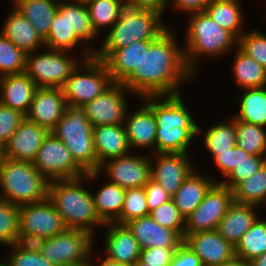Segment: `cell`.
I'll return each mask as SVG.
<instances>
[{
    "instance_id": "6da1fadb",
    "label": "cell",
    "mask_w": 266,
    "mask_h": 266,
    "mask_svg": "<svg viewBox=\"0 0 266 266\" xmlns=\"http://www.w3.org/2000/svg\"><path fill=\"white\" fill-rule=\"evenodd\" d=\"M168 28L155 40L142 41L141 64L123 82L130 93L165 96L179 93L182 81L194 75L186 66L183 48Z\"/></svg>"
},
{
    "instance_id": "7a4b0ae2",
    "label": "cell",
    "mask_w": 266,
    "mask_h": 266,
    "mask_svg": "<svg viewBox=\"0 0 266 266\" xmlns=\"http://www.w3.org/2000/svg\"><path fill=\"white\" fill-rule=\"evenodd\" d=\"M142 98L155 114L157 154L187 153L190 141L200 133L201 129L193 121V117L183 104L181 95H165L164 101L162 99L164 96Z\"/></svg>"
},
{
    "instance_id": "3957f363",
    "label": "cell",
    "mask_w": 266,
    "mask_h": 266,
    "mask_svg": "<svg viewBox=\"0 0 266 266\" xmlns=\"http://www.w3.org/2000/svg\"><path fill=\"white\" fill-rule=\"evenodd\" d=\"M98 175V171H91L86 173V177L49 181L47 198L60 214L66 228L86 231L94 236V226L105 224L96 212L91 191L81 185L84 178L93 180Z\"/></svg>"
},
{
    "instance_id": "277c9868",
    "label": "cell",
    "mask_w": 266,
    "mask_h": 266,
    "mask_svg": "<svg viewBox=\"0 0 266 266\" xmlns=\"http://www.w3.org/2000/svg\"><path fill=\"white\" fill-rule=\"evenodd\" d=\"M161 18L160 12L126 4L99 50H116L135 41L155 40L169 28Z\"/></svg>"
},
{
    "instance_id": "5b68a950",
    "label": "cell",
    "mask_w": 266,
    "mask_h": 266,
    "mask_svg": "<svg viewBox=\"0 0 266 266\" xmlns=\"http://www.w3.org/2000/svg\"><path fill=\"white\" fill-rule=\"evenodd\" d=\"M187 27L184 59L187 68L194 74L197 60L202 56L227 53L238 39L228 30L221 28L205 11L191 13Z\"/></svg>"
},
{
    "instance_id": "8992f818",
    "label": "cell",
    "mask_w": 266,
    "mask_h": 266,
    "mask_svg": "<svg viewBox=\"0 0 266 266\" xmlns=\"http://www.w3.org/2000/svg\"><path fill=\"white\" fill-rule=\"evenodd\" d=\"M49 181L33 162L5 158L0 168V198L17 206L47 198Z\"/></svg>"
},
{
    "instance_id": "52a82bcc",
    "label": "cell",
    "mask_w": 266,
    "mask_h": 266,
    "mask_svg": "<svg viewBox=\"0 0 266 266\" xmlns=\"http://www.w3.org/2000/svg\"><path fill=\"white\" fill-rule=\"evenodd\" d=\"M50 132L65 144L75 162L86 173L98 171L93 127L81 107L67 106L64 115Z\"/></svg>"
},
{
    "instance_id": "ba28073f",
    "label": "cell",
    "mask_w": 266,
    "mask_h": 266,
    "mask_svg": "<svg viewBox=\"0 0 266 266\" xmlns=\"http://www.w3.org/2000/svg\"><path fill=\"white\" fill-rule=\"evenodd\" d=\"M83 51L79 62L78 58L76 60L68 56L67 51L50 49L41 54L28 53L24 72L37 87L62 88L78 65L94 56V50L90 48L86 47Z\"/></svg>"
},
{
    "instance_id": "9c48e42d",
    "label": "cell",
    "mask_w": 266,
    "mask_h": 266,
    "mask_svg": "<svg viewBox=\"0 0 266 266\" xmlns=\"http://www.w3.org/2000/svg\"><path fill=\"white\" fill-rule=\"evenodd\" d=\"M89 232L68 229L34 244L50 263L55 266H88V259L94 245Z\"/></svg>"
},
{
    "instance_id": "30bf717a",
    "label": "cell",
    "mask_w": 266,
    "mask_h": 266,
    "mask_svg": "<svg viewBox=\"0 0 266 266\" xmlns=\"http://www.w3.org/2000/svg\"><path fill=\"white\" fill-rule=\"evenodd\" d=\"M82 66L85 73L81 70ZM113 83L105 63L93 56L78 65L62 86V91L68 106L82 107L101 95Z\"/></svg>"
},
{
    "instance_id": "8fae6325",
    "label": "cell",
    "mask_w": 266,
    "mask_h": 266,
    "mask_svg": "<svg viewBox=\"0 0 266 266\" xmlns=\"http://www.w3.org/2000/svg\"><path fill=\"white\" fill-rule=\"evenodd\" d=\"M19 242L35 243L62 233L66 226L48 198L19 206Z\"/></svg>"
},
{
    "instance_id": "7c38bea8",
    "label": "cell",
    "mask_w": 266,
    "mask_h": 266,
    "mask_svg": "<svg viewBox=\"0 0 266 266\" xmlns=\"http://www.w3.org/2000/svg\"><path fill=\"white\" fill-rule=\"evenodd\" d=\"M33 165L48 181L77 179L86 175L69 149L52 132L45 137Z\"/></svg>"
},
{
    "instance_id": "4fadbf2b",
    "label": "cell",
    "mask_w": 266,
    "mask_h": 266,
    "mask_svg": "<svg viewBox=\"0 0 266 266\" xmlns=\"http://www.w3.org/2000/svg\"><path fill=\"white\" fill-rule=\"evenodd\" d=\"M233 202V190L215 182L198 207L185 219L184 234L216 230Z\"/></svg>"
},
{
    "instance_id": "5bb4252c",
    "label": "cell",
    "mask_w": 266,
    "mask_h": 266,
    "mask_svg": "<svg viewBox=\"0 0 266 266\" xmlns=\"http://www.w3.org/2000/svg\"><path fill=\"white\" fill-rule=\"evenodd\" d=\"M124 91L128 93L129 90L123 83L114 82L101 95L81 107L92 127L124 124L128 111Z\"/></svg>"
},
{
    "instance_id": "9a60e30c",
    "label": "cell",
    "mask_w": 266,
    "mask_h": 266,
    "mask_svg": "<svg viewBox=\"0 0 266 266\" xmlns=\"http://www.w3.org/2000/svg\"><path fill=\"white\" fill-rule=\"evenodd\" d=\"M151 161L146 157L126 154L106 160L100 165L99 171L104 168L111 183L121 188L144 187L151 179Z\"/></svg>"
},
{
    "instance_id": "2e32d148",
    "label": "cell",
    "mask_w": 266,
    "mask_h": 266,
    "mask_svg": "<svg viewBox=\"0 0 266 266\" xmlns=\"http://www.w3.org/2000/svg\"><path fill=\"white\" fill-rule=\"evenodd\" d=\"M201 260L203 266H218L236 257L235 246L217 230L184 234V242Z\"/></svg>"
},
{
    "instance_id": "e0dca14e",
    "label": "cell",
    "mask_w": 266,
    "mask_h": 266,
    "mask_svg": "<svg viewBox=\"0 0 266 266\" xmlns=\"http://www.w3.org/2000/svg\"><path fill=\"white\" fill-rule=\"evenodd\" d=\"M188 153H158L157 163L151 166V179L173 197L187 177L194 171Z\"/></svg>"
},
{
    "instance_id": "ac0fdd59",
    "label": "cell",
    "mask_w": 266,
    "mask_h": 266,
    "mask_svg": "<svg viewBox=\"0 0 266 266\" xmlns=\"http://www.w3.org/2000/svg\"><path fill=\"white\" fill-rule=\"evenodd\" d=\"M67 106L62 88L38 87L25 116L28 121L51 131L64 115Z\"/></svg>"
},
{
    "instance_id": "d6986e66",
    "label": "cell",
    "mask_w": 266,
    "mask_h": 266,
    "mask_svg": "<svg viewBox=\"0 0 266 266\" xmlns=\"http://www.w3.org/2000/svg\"><path fill=\"white\" fill-rule=\"evenodd\" d=\"M50 131L26 118L4 145L5 158L33 162Z\"/></svg>"
},
{
    "instance_id": "ffe728a7",
    "label": "cell",
    "mask_w": 266,
    "mask_h": 266,
    "mask_svg": "<svg viewBox=\"0 0 266 266\" xmlns=\"http://www.w3.org/2000/svg\"><path fill=\"white\" fill-rule=\"evenodd\" d=\"M125 225L133 233L141 249L178 248L184 242V238L178 232L159 225L150 215L133 219Z\"/></svg>"
},
{
    "instance_id": "44dd1931",
    "label": "cell",
    "mask_w": 266,
    "mask_h": 266,
    "mask_svg": "<svg viewBox=\"0 0 266 266\" xmlns=\"http://www.w3.org/2000/svg\"><path fill=\"white\" fill-rule=\"evenodd\" d=\"M94 57L105 63L113 82L123 83L141 64L142 41L116 50H95Z\"/></svg>"
},
{
    "instance_id": "7402d4cb",
    "label": "cell",
    "mask_w": 266,
    "mask_h": 266,
    "mask_svg": "<svg viewBox=\"0 0 266 266\" xmlns=\"http://www.w3.org/2000/svg\"><path fill=\"white\" fill-rule=\"evenodd\" d=\"M105 253L109 260L132 266L140 258L141 247L126 225L106 223Z\"/></svg>"
},
{
    "instance_id": "603a6c76",
    "label": "cell",
    "mask_w": 266,
    "mask_h": 266,
    "mask_svg": "<svg viewBox=\"0 0 266 266\" xmlns=\"http://www.w3.org/2000/svg\"><path fill=\"white\" fill-rule=\"evenodd\" d=\"M37 88L25 72L1 76L0 103L26 115Z\"/></svg>"
},
{
    "instance_id": "cb8c5ba5",
    "label": "cell",
    "mask_w": 266,
    "mask_h": 266,
    "mask_svg": "<svg viewBox=\"0 0 266 266\" xmlns=\"http://www.w3.org/2000/svg\"><path fill=\"white\" fill-rule=\"evenodd\" d=\"M93 141L98 171L106 160L126 155L130 151L124 124L93 127Z\"/></svg>"
},
{
    "instance_id": "d4e9b609",
    "label": "cell",
    "mask_w": 266,
    "mask_h": 266,
    "mask_svg": "<svg viewBox=\"0 0 266 266\" xmlns=\"http://www.w3.org/2000/svg\"><path fill=\"white\" fill-rule=\"evenodd\" d=\"M124 127L130 148L132 146L155 148L157 129L155 114L147 104L134 113L129 114L127 111Z\"/></svg>"
},
{
    "instance_id": "484cf974",
    "label": "cell",
    "mask_w": 266,
    "mask_h": 266,
    "mask_svg": "<svg viewBox=\"0 0 266 266\" xmlns=\"http://www.w3.org/2000/svg\"><path fill=\"white\" fill-rule=\"evenodd\" d=\"M5 20L4 27H2L0 33L26 54L31 52L37 53L36 49H39L40 46H45L43 37L15 8Z\"/></svg>"
},
{
    "instance_id": "4316f807",
    "label": "cell",
    "mask_w": 266,
    "mask_h": 266,
    "mask_svg": "<svg viewBox=\"0 0 266 266\" xmlns=\"http://www.w3.org/2000/svg\"><path fill=\"white\" fill-rule=\"evenodd\" d=\"M256 205L233 202L220 221L217 231L234 246L258 218Z\"/></svg>"
},
{
    "instance_id": "83f0119b",
    "label": "cell",
    "mask_w": 266,
    "mask_h": 266,
    "mask_svg": "<svg viewBox=\"0 0 266 266\" xmlns=\"http://www.w3.org/2000/svg\"><path fill=\"white\" fill-rule=\"evenodd\" d=\"M211 178L194 170L171 198L184 219L192 214L215 183Z\"/></svg>"
},
{
    "instance_id": "f1b7e54d",
    "label": "cell",
    "mask_w": 266,
    "mask_h": 266,
    "mask_svg": "<svg viewBox=\"0 0 266 266\" xmlns=\"http://www.w3.org/2000/svg\"><path fill=\"white\" fill-rule=\"evenodd\" d=\"M14 8L24 16L45 39L51 27L59 0H13Z\"/></svg>"
},
{
    "instance_id": "f546056e",
    "label": "cell",
    "mask_w": 266,
    "mask_h": 266,
    "mask_svg": "<svg viewBox=\"0 0 266 266\" xmlns=\"http://www.w3.org/2000/svg\"><path fill=\"white\" fill-rule=\"evenodd\" d=\"M92 196L96 212L105 224L114 223L120 217L125 197L124 188L107 182Z\"/></svg>"
},
{
    "instance_id": "4dcf8cb0",
    "label": "cell",
    "mask_w": 266,
    "mask_h": 266,
    "mask_svg": "<svg viewBox=\"0 0 266 266\" xmlns=\"http://www.w3.org/2000/svg\"><path fill=\"white\" fill-rule=\"evenodd\" d=\"M80 41L74 32L68 30L67 2L59 1L58 10L53 17L49 34L44 39L46 49L69 52L74 47L76 48Z\"/></svg>"
},
{
    "instance_id": "1f68e13d",
    "label": "cell",
    "mask_w": 266,
    "mask_h": 266,
    "mask_svg": "<svg viewBox=\"0 0 266 266\" xmlns=\"http://www.w3.org/2000/svg\"><path fill=\"white\" fill-rule=\"evenodd\" d=\"M238 0H212L205 12L221 27L231 32L237 39L243 34L242 10Z\"/></svg>"
},
{
    "instance_id": "d6a6232c",
    "label": "cell",
    "mask_w": 266,
    "mask_h": 266,
    "mask_svg": "<svg viewBox=\"0 0 266 266\" xmlns=\"http://www.w3.org/2000/svg\"><path fill=\"white\" fill-rule=\"evenodd\" d=\"M245 93L235 102L240 103V111L234 117L255 125L266 126V86L245 88Z\"/></svg>"
},
{
    "instance_id": "836d02e7",
    "label": "cell",
    "mask_w": 266,
    "mask_h": 266,
    "mask_svg": "<svg viewBox=\"0 0 266 266\" xmlns=\"http://www.w3.org/2000/svg\"><path fill=\"white\" fill-rule=\"evenodd\" d=\"M232 69L235 81L242 89L266 86V68L246 55L238 47Z\"/></svg>"
},
{
    "instance_id": "e575fe53",
    "label": "cell",
    "mask_w": 266,
    "mask_h": 266,
    "mask_svg": "<svg viewBox=\"0 0 266 266\" xmlns=\"http://www.w3.org/2000/svg\"><path fill=\"white\" fill-rule=\"evenodd\" d=\"M266 252V221L259 217L250 229L240 238L235 245V255L243 261L252 259Z\"/></svg>"
},
{
    "instance_id": "d590c367",
    "label": "cell",
    "mask_w": 266,
    "mask_h": 266,
    "mask_svg": "<svg viewBox=\"0 0 266 266\" xmlns=\"http://www.w3.org/2000/svg\"><path fill=\"white\" fill-rule=\"evenodd\" d=\"M234 201L258 206L266 202V162L247 180L233 189Z\"/></svg>"
},
{
    "instance_id": "8d00e7d4",
    "label": "cell",
    "mask_w": 266,
    "mask_h": 266,
    "mask_svg": "<svg viewBox=\"0 0 266 266\" xmlns=\"http://www.w3.org/2000/svg\"><path fill=\"white\" fill-rule=\"evenodd\" d=\"M236 145L250 155L266 157V132L263 126L236 119Z\"/></svg>"
},
{
    "instance_id": "74e56055",
    "label": "cell",
    "mask_w": 266,
    "mask_h": 266,
    "mask_svg": "<svg viewBox=\"0 0 266 266\" xmlns=\"http://www.w3.org/2000/svg\"><path fill=\"white\" fill-rule=\"evenodd\" d=\"M126 4V0H91L86 6L94 31L98 34L100 28L112 27Z\"/></svg>"
},
{
    "instance_id": "f35d334b",
    "label": "cell",
    "mask_w": 266,
    "mask_h": 266,
    "mask_svg": "<svg viewBox=\"0 0 266 266\" xmlns=\"http://www.w3.org/2000/svg\"><path fill=\"white\" fill-rule=\"evenodd\" d=\"M207 150L214 157L217 152H225L236 145V118L230 122H219L210 127L204 136V143Z\"/></svg>"
},
{
    "instance_id": "ab89813d",
    "label": "cell",
    "mask_w": 266,
    "mask_h": 266,
    "mask_svg": "<svg viewBox=\"0 0 266 266\" xmlns=\"http://www.w3.org/2000/svg\"><path fill=\"white\" fill-rule=\"evenodd\" d=\"M67 25L68 30L74 32L83 43L98 35L92 27L87 6L84 4L67 2Z\"/></svg>"
},
{
    "instance_id": "60d3db41",
    "label": "cell",
    "mask_w": 266,
    "mask_h": 266,
    "mask_svg": "<svg viewBox=\"0 0 266 266\" xmlns=\"http://www.w3.org/2000/svg\"><path fill=\"white\" fill-rule=\"evenodd\" d=\"M19 206L0 198V243L12 246L19 243Z\"/></svg>"
},
{
    "instance_id": "b9f144b4",
    "label": "cell",
    "mask_w": 266,
    "mask_h": 266,
    "mask_svg": "<svg viewBox=\"0 0 266 266\" xmlns=\"http://www.w3.org/2000/svg\"><path fill=\"white\" fill-rule=\"evenodd\" d=\"M26 53L0 33V77L25 71Z\"/></svg>"
},
{
    "instance_id": "7bdbcfd3",
    "label": "cell",
    "mask_w": 266,
    "mask_h": 266,
    "mask_svg": "<svg viewBox=\"0 0 266 266\" xmlns=\"http://www.w3.org/2000/svg\"><path fill=\"white\" fill-rule=\"evenodd\" d=\"M146 192L144 187L125 189L124 204L120 217L114 222L125 225L127 222L149 216Z\"/></svg>"
},
{
    "instance_id": "ee69618b",
    "label": "cell",
    "mask_w": 266,
    "mask_h": 266,
    "mask_svg": "<svg viewBox=\"0 0 266 266\" xmlns=\"http://www.w3.org/2000/svg\"><path fill=\"white\" fill-rule=\"evenodd\" d=\"M10 247L13 251L7 257L9 260L0 261V266H55L42 256L34 243L19 242Z\"/></svg>"
},
{
    "instance_id": "f6af8a7d",
    "label": "cell",
    "mask_w": 266,
    "mask_h": 266,
    "mask_svg": "<svg viewBox=\"0 0 266 266\" xmlns=\"http://www.w3.org/2000/svg\"><path fill=\"white\" fill-rule=\"evenodd\" d=\"M150 216L159 225L178 232L184 238L185 219L172 199L152 210Z\"/></svg>"
},
{
    "instance_id": "bcb514c9",
    "label": "cell",
    "mask_w": 266,
    "mask_h": 266,
    "mask_svg": "<svg viewBox=\"0 0 266 266\" xmlns=\"http://www.w3.org/2000/svg\"><path fill=\"white\" fill-rule=\"evenodd\" d=\"M266 68V35L255 30L238 38L236 47Z\"/></svg>"
},
{
    "instance_id": "7dc6e473",
    "label": "cell",
    "mask_w": 266,
    "mask_h": 266,
    "mask_svg": "<svg viewBox=\"0 0 266 266\" xmlns=\"http://www.w3.org/2000/svg\"><path fill=\"white\" fill-rule=\"evenodd\" d=\"M265 162L266 157L249 154L243 157L239 164L236 165L232 172L226 177L227 180L220 182L233 190L240 182L253 176Z\"/></svg>"
},
{
    "instance_id": "c3c4849f",
    "label": "cell",
    "mask_w": 266,
    "mask_h": 266,
    "mask_svg": "<svg viewBox=\"0 0 266 266\" xmlns=\"http://www.w3.org/2000/svg\"><path fill=\"white\" fill-rule=\"evenodd\" d=\"M26 116L0 103V145L4 146Z\"/></svg>"
},
{
    "instance_id": "681fc988",
    "label": "cell",
    "mask_w": 266,
    "mask_h": 266,
    "mask_svg": "<svg viewBox=\"0 0 266 266\" xmlns=\"http://www.w3.org/2000/svg\"><path fill=\"white\" fill-rule=\"evenodd\" d=\"M248 155L244 149L235 145L233 148L228 149V151L217 152L213 158L219 170L227 177L242 158Z\"/></svg>"
},
{
    "instance_id": "f907efd6",
    "label": "cell",
    "mask_w": 266,
    "mask_h": 266,
    "mask_svg": "<svg viewBox=\"0 0 266 266\" xmlns=\"http://www.w3.org/2000/svg\"><path fill=\"white\" fill-rule=\"evenodd\" d=\"M177 249L162 247L141 249L139 260L148 266H168Z\"/></svg>"
},
{
    "instance_id": "816d5d0a",
    "label": "cell",
    "mask_w": 266,
    "mask_h": 266,
    "mask_svg": "<svg viewBox=\"0 0 266 266\" xmlns=\"http://www.w3.org/2000/svg\"><path fill=\"white\" fill-rule=\"evenodd\" d=\"M146 192L147 206L149 213L158 208L163 203L171 200V196L162 188L160 184L150 179L144 186Z\"/></svg>"
},
{
    "instance_id": "f5cc1de1",
    "label": "cell",
    "mask_w": 266,
    "mask_h": 266,
    "mask_svg": "<svg viewBox=\"0 0 266 266\" xmlns=\"http://www.w3.org/2000/svg\"><path fill=\"white\" fill-rule=\"evenodd\" d=\"M168 266H203L200 258L184 243L175 251Z\"/></svg>"
},
{
    "instance_id": "db71d44e",
    "label": "cell",
    "mask_w": 266,
    "mask_h": 266,
    "mask_svg": "<svg viewBox=\"0 0 266 266\" xmlns=\"http://www.w3.org/2000/svg\"><path fill=\"white\" fill-rule=\"evenodd\" d=\"M212 0H173V6L182 11L190 13L205 11L206 6Z\"/></svg>"
},
{
    "instance_id": "11a10c76",
    "label": "cell",
    "mask_w": 266,
    "mask_h": 266,
    "mask_svg": "<svg viewBox=\"0 0 266 266\" xmlns=\"http://www.w3.org/2000/svg\"><path fill=\"white\" fill-rule=\"evenodd\" d=\"M127 4L137 7V8H144L153 11L160 12L161 14L164 13L165 7L167 8L169 0H126Z\"/></svg>"
},
{
    "instance_id": "9f6ffc18",
    "label": "cell",
    "mask_w": 266,
    "mask_h": 266,
    "mask_svg": "<svg viewBox=\"0 0 266 266\" xmlns=\"http://www.w3.org/2000/svg\"><path fill=\"white\" fill-rule=\"evenodd\" d=\"M218 266H251L250 262L243 261L240 258L235 257L229 262L222 263L221 265Z\"/></svg>"
},
{
    "instance_id": "6f0895ef",
    "label": "cell",
    "mask_w": 266,
    "mask_h": 266,
    "mask_svg": "<svg viewBox=\"0 0 266 266\" xmlns=\"http://www.w3.org/2000/svg\"><path fill=\"white\" fill-rule=\"evenodd\" d=\"M251 266H266V252L250 261Z\"/></svg>"
},
{
    "instance_id": "680465c9",
    "label": "cell",
    "mask_w": 266,
    "mask_h": 266,
    "mask_svg": "<svg viewBox=\"0 0 266 266\" xmlns=\"http://www.w3.org/2000/svg\"><path fill=\"white\" fill-rule=\"evenodd\" d=\"M88 266H97V264L94 265L91 263V261H89ZM98 266H130V265L120 264V263L114 262L112 260H109L107 257H105V259Z\"/></svg>"
},
{
    "instance_id": "91938a15",
    "label": "cell",
    "mask_w": 266,
    "mask_h": 266,
    "mask_svg": "<svg viewBox=\"0 0 266 266\" xmlns=\"http://www.w3.org/2000/svg\"><path fill=\"white\" fill-rule=\"evenodd\" d=\"M4 159H5L4 146L0 145V168L2 166Z\"/></svg>"
},
{
    "instance_id": "94428289",
    "label": "cell",
    "mask_w": 266,
    "mask_h": 266,
    "mask_svg": "<svg viewBox=\"0 0 266 266\" xmlns=\"http://www.w3.org/2000/svg\"><path fill=\"white\" fill-rule=\"evenodd\" d=\"M71 3L84 4L87 5L91 0H69Z\"/></svg>"
},
{
    "instance_id": "6125c7cd",
    "label": "cell",
    "mask_w": 266,
    "mask_h": 266,
    "mask_svg": "<svg viewBox=\"0 0 266 266\" xmlns=\"http://www.w3.org/2000/svg\"><path fill=\"white\" fill-rule=\"evenodd\" d=\"M132 266H148L145 263L141 262L140 260H137Z\"/></svg>"
}]
</instances>
